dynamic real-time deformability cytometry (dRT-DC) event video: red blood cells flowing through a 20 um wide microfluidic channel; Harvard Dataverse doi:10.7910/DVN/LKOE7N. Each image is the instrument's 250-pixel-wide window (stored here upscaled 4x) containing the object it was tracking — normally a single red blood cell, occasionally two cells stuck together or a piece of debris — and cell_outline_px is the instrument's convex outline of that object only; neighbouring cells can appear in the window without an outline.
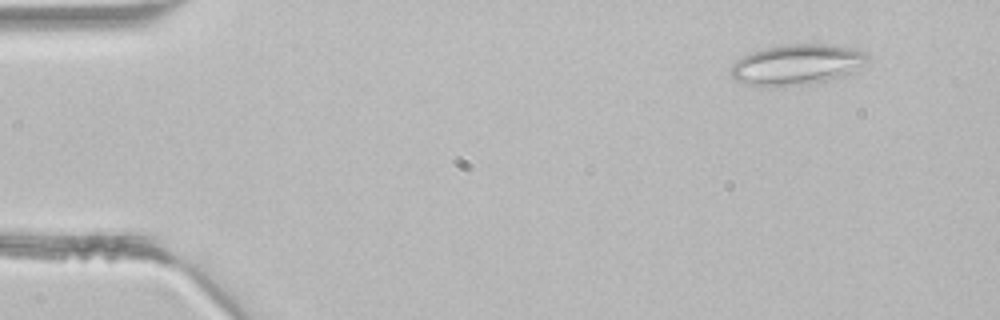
{"species": "common noctule bat (a hibernating species)", "species_latin": "Nyctalus noctula", "temperature_condition": "room temperature", "stored_images_in_passage": 3, "camera_frame_rate_fps": 3000, "um_per_image_px": 0.085, "animal": {"sex": "male", "body_mass_g": 21.5, "forearm_length_mm": 52.0}, "frame": {"image": 1, "passage_image": 1, "time_ms": 0.0, "image_size_px": [1000, 320], "cell_outline_px": [[868, 56], [864, 60], [840, 76], [832, 80], [808, 84], [744, 84], [736, 80], [732, 76], [732, 64], [736, 60], [752, 52], [764, 48], [784, 44], [836, 44], [868, 52]], "centroid_in_image_um": [67.7, 5.44], "position_along_channel_um": 17.3, "area_um2": 31.15}}